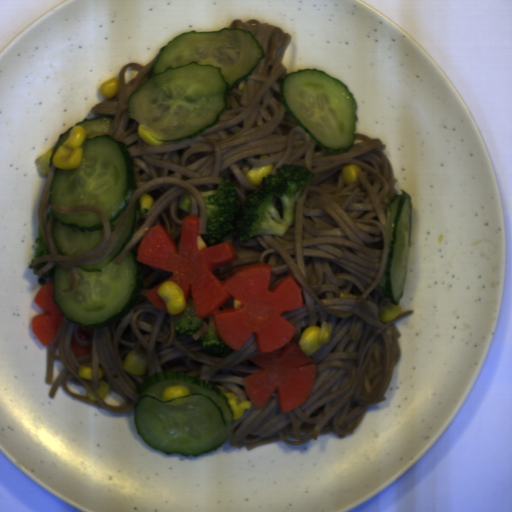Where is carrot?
<instances>
[{
	"label": "carrot",
	"mask_w": 512,
	"mask_h": 512,
	"mask_svg": "<svg viewBox=\"0 0 512 512\" xmlns=\"http://www.w3.org/2000/svg\"><path fill=\"white\" fill-rule=\"evenodd\" d=\"M182 313H183V311L178 313V314H173V316L176 317V318H179V317H181Z\"/></svg>",
	"instance_id": "obj_5"
},
{
	"label": "carrot",
	"mask_w": 512,
	"mask_h": 512,
	"mask_svg": "<svg viewBox=\"0 0 512 512\" xmlns=\"http://www.w3.org/2000/svg\"><path fill=\"white\" fill-rule=\"evenodd\" d=\"M205 234L195 214L183 219L178 248L164 226L156 224L146 232L137 260L172 273L149 290L146 298L156 309L169 313L158 289L163 283L175 282L185 304L191 292L200 320L213 316L219 336L233 350H240L255 334L257 354L248 361L262 371L243 378L245 392L261 408L276 390L282 412L288 413L306 402L316 380L312 357L293 340L297 327L283 317L284 312L304 306L303 289L289 274L271 290V265L265 262L238 268L218 280L214 270L234 262L238 254L231 242L199 249L197 238ZM232 296L241 306L221 311L219 307Z\"/></svg>",
	"instance_id": "obj_1"
},
{
	"label": "carrot",
	"mask_w": 512,
	"mask_h": 512,
	"mask_svg": "<svg viewBox=\"0 0 512 512\" xmlns=\"http://www.w3.org/2000/svg\"><path fill=\"white\" fill-rule=\"evenodd\" d=\"M70 346L72 354L74 355L75 358L82 357L92 353L91 344L82 345L79 342H77L75 339L74 332L70 337Z\"/></svg>",
	"instance_id": "obj_3"
},
{
	"label": "carrot",
	"mask_w": 512,
	"mask_h": 512,
	"mask_svg": "<svg viewBox=\"0 0 512 512\" xmlns=\"http://www.w3.org/2000/svg\"><path fill=\"white\" fill-rule=\"evenodd\" d=\"M34 303L43 310V313L33 316L31 329L42 345L48 346L56 337L64 316L54 301L53 279L38 289Z\"/></svg>",
	"instance_id": "obj_2"
},
{
	"label": "carrot",
	"mask_w": 512,
	"mask_h": 512,
	"mask_svg": "<svg viewBox=\"0 0 512 512\" xmlns=\"http://www.w3.org/2000/svg\"><path fill=\"white\" fill-rule=\"evenodd\" d=\"M76 333L81 341L91 340L90 336H88L82 329L79 327L76 329Z\"/></svg>",
	"instance_id": "obj_4"
}]
</instances>
